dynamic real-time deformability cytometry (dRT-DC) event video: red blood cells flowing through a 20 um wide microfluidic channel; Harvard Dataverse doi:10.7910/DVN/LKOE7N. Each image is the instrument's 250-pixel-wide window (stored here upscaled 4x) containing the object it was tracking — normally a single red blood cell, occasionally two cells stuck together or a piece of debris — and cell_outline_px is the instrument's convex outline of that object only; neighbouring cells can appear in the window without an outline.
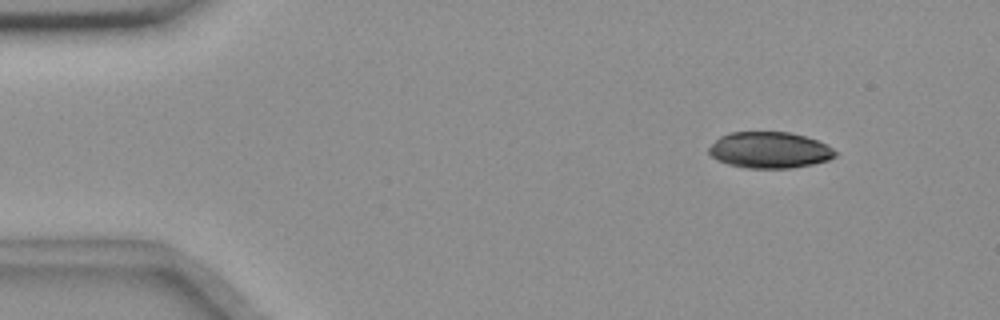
{"species": "common noctule bat (a hibernating species)", "species_latin": "Nyctalus noctula", "temperature_condition": "room temperature", "stored_images_in_passage": 52, "camera_frame_rate_fps": 3000, "um_per_image_px": 0.085, "animal": {"sex": "female", "body_mass_g": 18.4}, "frame": {"image": 1, "passage_image": 3, "time_ms": 0.667, "image_size_px": [1000, 320], "cell_outline_px": [[836, 156], [828, 160], [812, 164], [792, 168], [748, 168], [728, 164], [716, 160], [708, 152], [708, 148], [720, 136], [728, 132], [788, 132], [804, 136], [816, 140], [832, 148], [836, 152]], "centroid_in_image_um": [65.38, 12.76], "position_along_channel_um": 19.6, "area_um2": 26.59}}
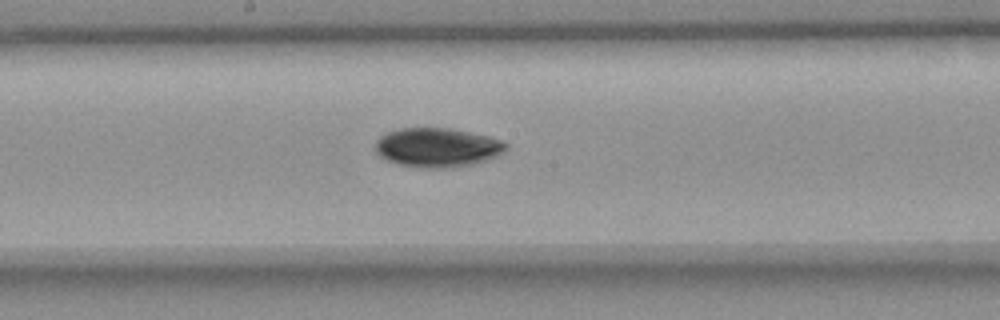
{"frame": {"image": 2, "passage_image": 26, "time_ms": 8.333, "image_size_px": [1000, 320], "cell_outline_px": [[508, 148], [496, 156], [472, 164], [452, 168], [420, 168], [400, 164], [388, 160], [380, 156], [376, 152], [376, 140], [380, 136], [388, 132], [400, 128], [448, 128], [492, 136], [504, 140], [508, 144]], "centroid_in_image_um": [37.2, 12.53], "position_along_channel_um": 211.0, "area_um2": 29.94}}
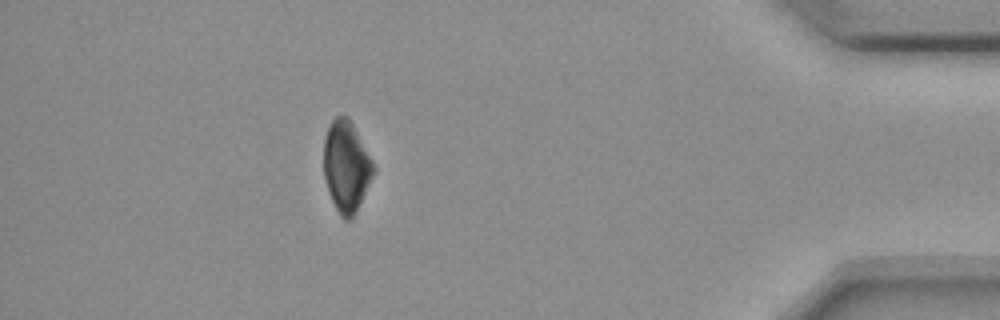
{"frame": {"image": 3, "passage_image": 46, "time_ms": 15.0, "image_size_px": [1000, 320], "cell_outline_px": [[376, 168], [356, 212], [352, 220], [344, 220], [340, 216], [328, 192], [324, 180], [324, 136], [332, 120], [336, 116], [348, 116], [372, 160]], "centroid_in_image_um": [29.42, 14.17], "position_along_channel_um": 405.8, "area_um2": 26.24}, "authors_computed_cell_mechanics": {"area_um2": 27.5995, "velocity_mm_per_s": 3.6524, "shape_relaxation_time_tau1_ms": 3.4369, "shape_relaxation_time_tau2_ms": null, "deformation_change_tau1": 0.1056, "deformation_change_tau2": null}}